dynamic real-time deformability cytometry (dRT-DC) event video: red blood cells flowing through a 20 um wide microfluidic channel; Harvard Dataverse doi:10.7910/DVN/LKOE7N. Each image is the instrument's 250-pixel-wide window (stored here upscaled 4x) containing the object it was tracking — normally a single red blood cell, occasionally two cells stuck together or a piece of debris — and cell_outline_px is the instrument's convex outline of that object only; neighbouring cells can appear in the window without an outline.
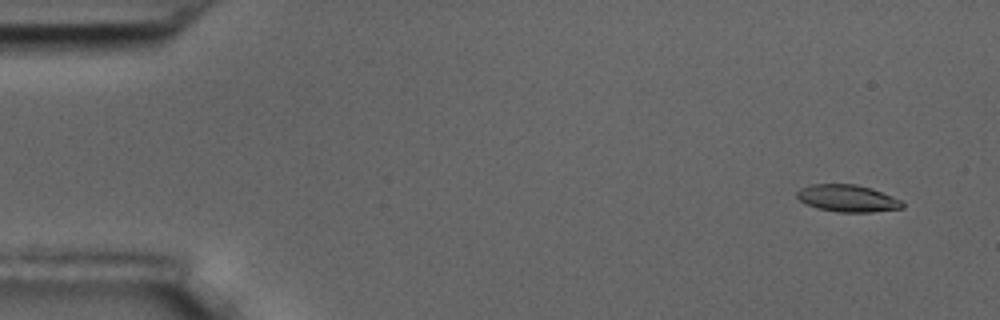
{"species": "common noctule bat (a hibernating species)", "species_latin": "Nyctalus noctula", "temperature_condition": "room temperature", "stored_images_in_passage": 5, "camera_frame_rate_fps": 3000, "um_per_image_px": 0.085, "animal": {"sex": "male", "body_mass_g": 17.5, "forearm_length_mm": 52.3}, "frame": {"image": 1, "passage_image": 2, "time_ms": 1.0, "image_size_px": [1000, 320], "cell_outline_px": [[904, 208], [872, 212], [836, 212], [816, 208], [804, 204], [796, 196], [796, 192], [800, 188], [808, 184], [856, 184], [872, 188], [892, 196], [900, 200], [904, 204]], "centroid_in_image_um": [72.0, 16.86], "position_along_channel_um": 13.0, "area_um2": 16.88}}
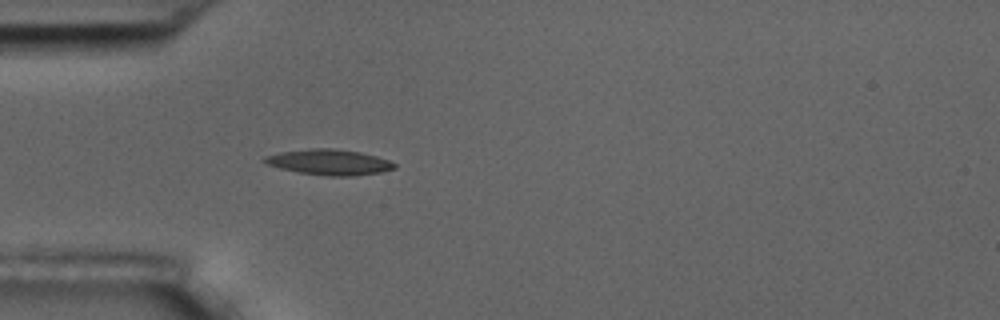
{"frame": {"image": 2, "passage_image": 5, "time_ms": 5.333, "image_size_px": [1000, 320], "cell_outline_px": [[396, 168], [380, 172], [352, 176], [328, 176], [300, 172], [280, 168], [268, 164], [260, 160], [264, 156], [280, 152], [312, 148], [332, 148], [360, 152], [376, 156], [388, 160], [396, 164]], "centroid_in_image_um": [27.97, 13.78], "position_along_channel_um": 57.0, "area_um2": 19.25}}